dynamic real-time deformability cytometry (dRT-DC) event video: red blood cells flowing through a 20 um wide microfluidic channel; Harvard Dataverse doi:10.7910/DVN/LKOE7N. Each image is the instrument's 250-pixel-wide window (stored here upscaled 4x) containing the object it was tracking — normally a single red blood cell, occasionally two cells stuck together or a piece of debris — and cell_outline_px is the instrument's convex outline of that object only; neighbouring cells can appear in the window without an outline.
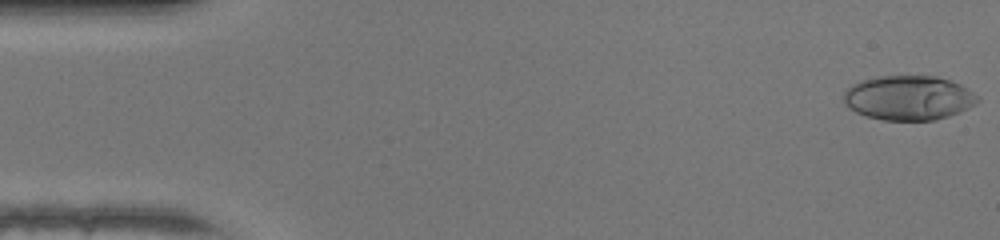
{"species": "human", "species_latin": "Homo sapiens", "temperature_condition": "warm", "stored_images_in_passage": 47, "camera_frame_rate_fps": 3000, "um_per_image_px": 0.085, "donor": {"sex": "female"}, "frame": {"image": 1, "passage_image": 1, "time_ms": 0.0, "image_size_px": [1000, 240], "cell_outline_px": [[980, 100], [976, 104], [968, 108], [948, 116], [936, 120], [884, 120], [864, 116], [856, 112], [844, 100], [844, 92], [852, 84], [860, 80], [876, 76], [936, 76], [960, 84], [980, 96]], "centroid_in_image_um": [77.25, 8.31], "position_along_channel_um": 7.7, "area_um2": 34.74}}
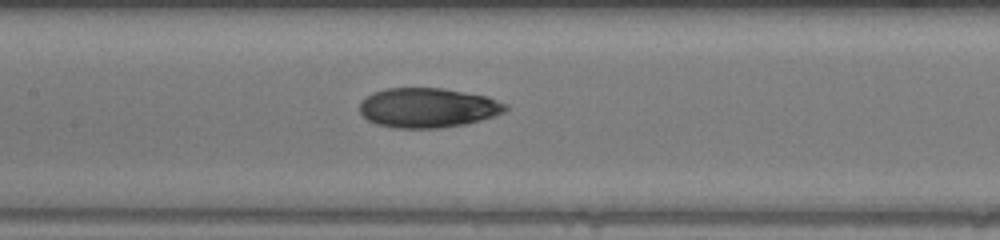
{"frame": {"image": 2, "passage_image": 22, "time_ms": 7.0, "image_size_px": [1000, 240], "cell_outline_px": [[508, 108], [504, 112], [480, 120], [464, 124], [440, 128], [396, 128], [376, 124], [368, 120], [360, 112], [360, 104], [372, 92], [384, 88], [444, 88], [488, 96], [508, 104]], "centroid_in_image_um": [36.38, 9.15], "position_along_channel_um": 171.0, "area_um2": 33.76}}
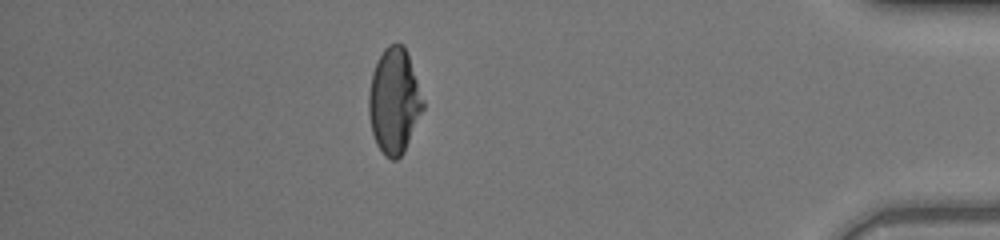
{"frame": {"image": 3, "passage_image": 41, "time_ms": 13.333, "image_size_px": [1000, 240], "cell_outline_px": [[424, 108], [404, 152], [396, 160], [392, 160], [384, 156], [376, 144], [372, 132], [368, 112], [368, 92], [372, 72], [384, 48], [388, 44], [404, 44], [424, 100]], "centroid_in_image_um": [33.49, 8.61], "position_along_channel_um": 401.7, "area_um2": 33.35}, "authors_computed_cell_mechanics": {"area_um2": 33.524, "velocity_mm_per_s": 4.405, "shape_relaxation_time_tau1_ms": 6.8834, "shape_relaxation_time_tau2_ms": 1.579, "deformation_change_tau1": 0.2614, "deformation_change_tau2": 0.0475}}